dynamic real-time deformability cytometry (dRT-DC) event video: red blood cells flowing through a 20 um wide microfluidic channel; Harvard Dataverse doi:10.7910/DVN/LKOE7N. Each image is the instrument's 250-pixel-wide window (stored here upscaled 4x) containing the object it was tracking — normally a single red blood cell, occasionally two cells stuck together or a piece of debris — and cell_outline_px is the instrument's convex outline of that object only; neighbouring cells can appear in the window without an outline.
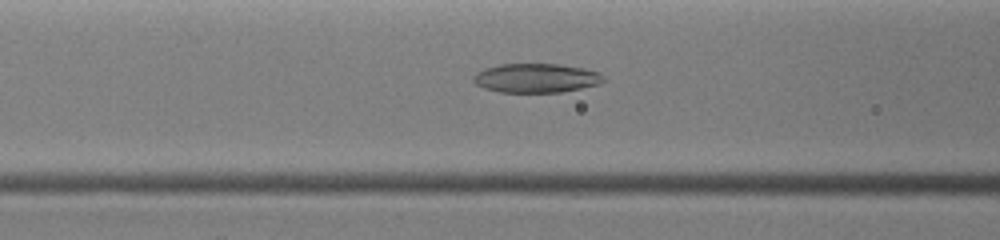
{"species": "common noctule bat (a hibernating species)", "species_latin": "Nyctalus noctula", "temperature_condition": "warm", "stored_images_in_passage": 23, "camera_frame_rate_fps": 3000, "um_per_image_px": 0.085, "animal": {"sex": "female", "body_mass_g": 19.0, "forearm_length_mm": 51.5}, "frame": {"image": 1, "passage_image": 5, "time_ms": 1.333, "image_size_px": [1000, 240], "cell_outline_px": [[608, 80], [600, 84], [560, 92], [500, 92], [484, 88], [476, 84], [472, 80], [472, 76], [476, 72], [484, 68], [500, 64], [560, 64], [584, 68], [600, 72]], "centroid_in_image_um": [45.59, 6.63], "position_along_channel_um": 121.0, "area_um2": 22.31}}
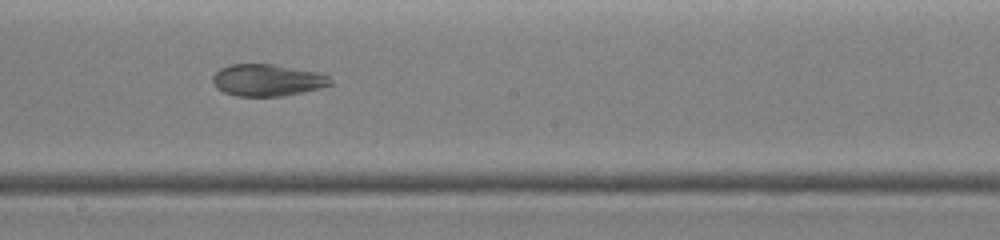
{"frame": {"image": 2, "passage_image": 10, "time_ms": 3.333, "image_size_px": [1000, 240], "cell_outline_px": [[332, 84], [320, 88], [284, 96], [236, 96], [224, 92], [216, 88], [212, 84], [212, 76], [220, 68], [232, 64], [276, 64], [316, 72], [328, 76], [332, 80]], "centroid_in_image_um": [22.69, 6.81], "position_along_channel_um": 225.5, "area_um2": 21.96}}
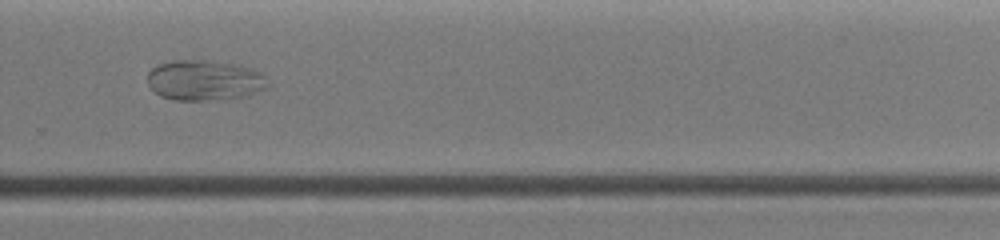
{"frame": {"image": 3, "passage_image": 14, "time_ms": 5.0, "image_size_px": [1000, 240], "cell_outline_px": [[268, 84], [264, 88], [256, 92], [240, 96], [204, 100], [176, 100], [160, 96], [152, 92], [148, 84], [148, 72], [156, 64], [172, 60], [212, 60], [252, 68], [260, 72], [264, 76]], "centroid_in_image_um": [17.3, 6.8], "position_along_channel_um": 312.5, "area_um2": 28.15}}